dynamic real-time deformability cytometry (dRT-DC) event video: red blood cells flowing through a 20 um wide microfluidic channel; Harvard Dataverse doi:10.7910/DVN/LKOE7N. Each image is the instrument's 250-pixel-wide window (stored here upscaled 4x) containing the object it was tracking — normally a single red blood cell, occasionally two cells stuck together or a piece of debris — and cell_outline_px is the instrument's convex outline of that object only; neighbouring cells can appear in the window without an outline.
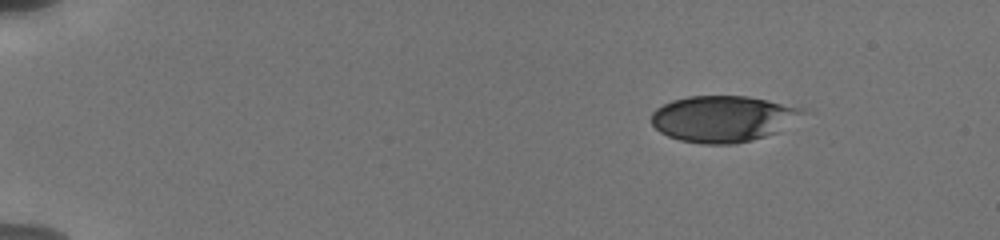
{"species": "human", "species_latin": "Homo sapiens", "temperature_condition": "cold", "stored_images_in_passage": 18, "camera_frame_rate_fps": 3000, "um_per_image_px": 0.085, "donor": {"sex": "male"}, "frame": {"image": 1, "passage_image": 1, "time_ms": 0.0, "image_size_px": [1000, 240], "cell_outline_px": [[812, 112], [780, 132], [752, 140], [736, 144], [700, 144], [680, 140], [668, 136], [660, 132], [652, 124], [652, 112], [656, 108], [672, 100], [688, 96], [748, 96], [768, 100], [804, 108]], "centroid_in_image_um": [61.55, 10.1], "position_along_channel_um": 23.4, "area_um2": 41.5}}
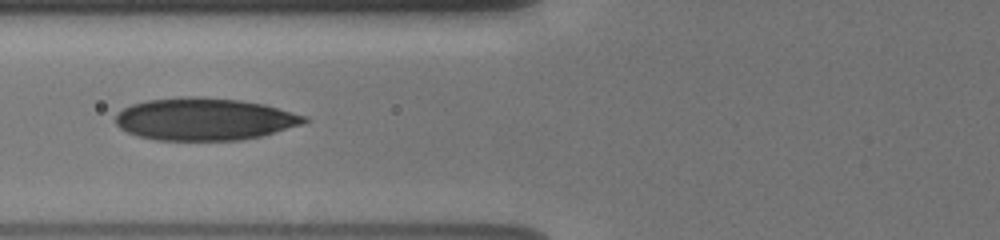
{"frame": {"image": 2, "passage_image": 9, "time_ms": 5.333, "image_size_px": [1000, 240], "cell_outline_px": [[312, 120], [300, 124], [260, 136], [240, 140], [156, 140], [136, 136], [120, 128], [116, 124], [116, 112], [132, 104], [148, 100], [180, 96], [200, 96], [240, 100], [264, 104], [308, 116]], "centroid_in_image_um": [17.36, 10.11], "position_along_channel_um": 108.4, "area_um2": 46.7}}
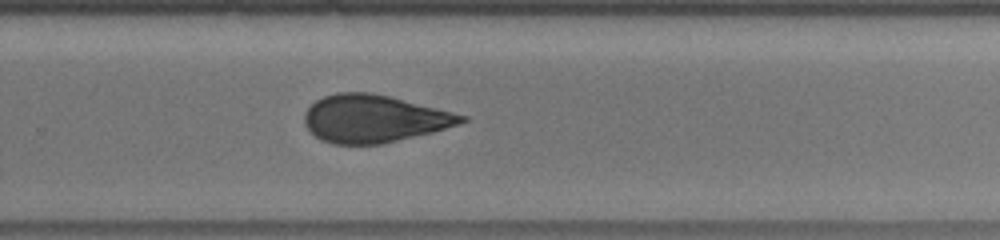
{"frame": {"image": 3, "passage_image": 18, "time_ms": 10.333, "image_size_px": [1000, 240], "cell_outline_px": [[468, 120], [432, 132], [380, 144], [332, 144], [320, 140], [304, 124], [304, 112], [316, 100], [324, 96], [336, 92], [372, 92], [392, 96], [468, 116]], "centroid_in_image_um": [31.75, 10.07], "position_along_channel_um": 298.0, "area_um2": 43.41}}